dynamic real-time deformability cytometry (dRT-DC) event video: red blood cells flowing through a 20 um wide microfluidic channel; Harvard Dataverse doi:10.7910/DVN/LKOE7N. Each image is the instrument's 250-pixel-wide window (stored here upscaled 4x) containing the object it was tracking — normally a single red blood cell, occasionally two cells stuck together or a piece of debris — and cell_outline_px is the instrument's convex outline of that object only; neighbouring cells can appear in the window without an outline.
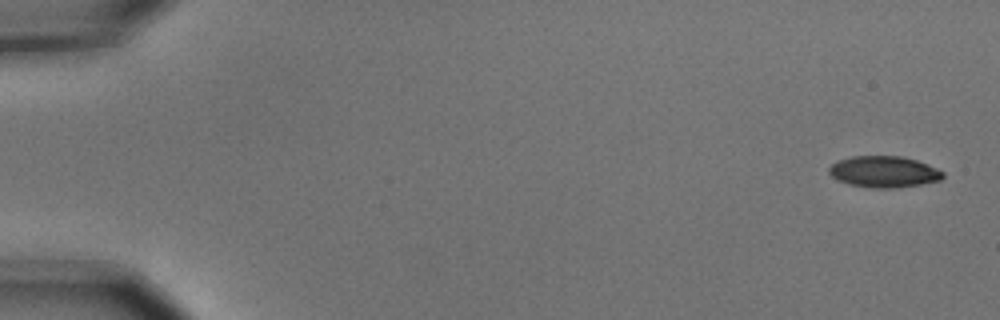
{"species": "common noctule bat (a hibernating species)", "species_latin": "Nyctalus noctula", "temperature_condition": "cold", "stored_images_in_passage": 8, "camera_frame_rate_fps": 3000, "um_per_image_px": 0.085, "animal": {"sex": "male", "body_mass_g": 15.6}, "frame": {"image": 1, "passage_image": 1, "time_ms": 0.0, "image_size_px": [1000, 320], "cell_outline_px": [[944, 176], [940, 180], [920, 184], [896, 188], [876, 188], [848, 184], [836, 180], [828, 172], [828, 168], [832, 164], [840, 160], [852, 156], [900, 156], [916, 160], [928, 164], [944, 172]], "centroid_in_image_um": [75.12, 14.6], "position_along_channel_um": 9.9, "area_um2": 20.75}}
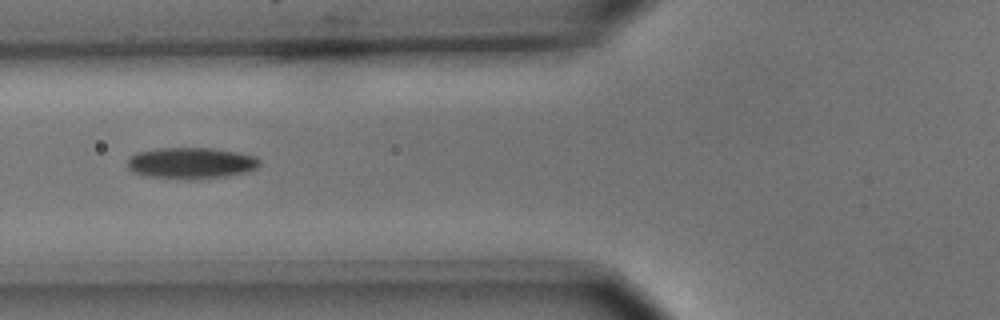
{"frame": {"image": 2, "passage_image": 6, "time_ms": 1.667, "image_size_px": [1000, 320], "cell_outline_px": [[260, 164], [256, 168], [248, 172], [228, 176], [196, 180], [144, 176], [132, 172], [128, 168], [128, 160], [136, 152], [160, 148], [212, 148], [236, 152], [256, 156], [260, 160]], "centroid_in_image_um": [16.26, 13.87], "position_along_channel_um": 109.5, "area_um2": 24.33}}
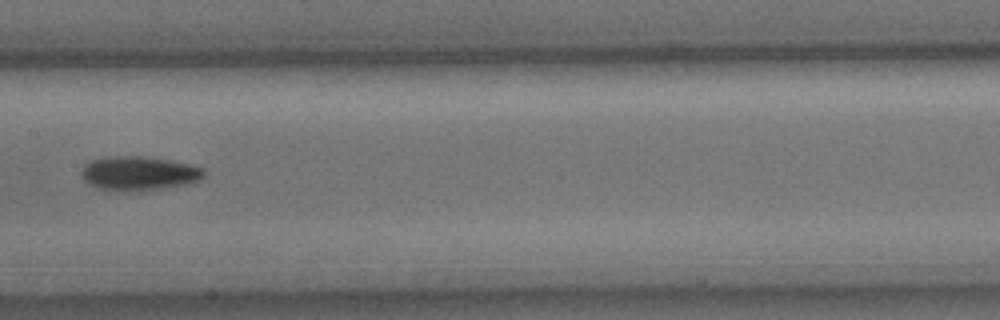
{"frame": {"image": 3, "passage_image": 8, "time_ms": 2.333, "image_size_px": [1000, 320], "cell_outline_px": [[204, 176], [188, 184], [140, 192], [124, 192], [96, 188], [88, 184], [80, 176], [80, 172], [84, 164], [92, 160], [108, 156], [144, 156], [168, 160], [188, 164], [204, 168]], "centroid_in_image_um": [11.74, 14.75], "position_along_channel_um": 195.7, "area_um2": 24.74}}